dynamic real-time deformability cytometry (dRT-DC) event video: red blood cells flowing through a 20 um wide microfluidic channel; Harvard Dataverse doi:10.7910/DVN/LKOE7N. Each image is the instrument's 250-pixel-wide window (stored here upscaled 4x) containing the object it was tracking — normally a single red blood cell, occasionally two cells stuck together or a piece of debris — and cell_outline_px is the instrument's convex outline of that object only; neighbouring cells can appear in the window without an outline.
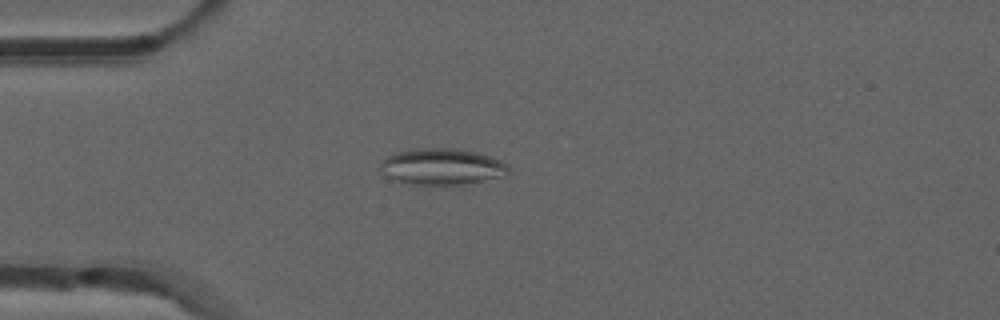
{"species": "common noctule bat (a hibernating species)", "species_latin": "Nyctalus noctula", "temperature_condition": "room temperature", "stored_images_in_passage": 42, "camera_frame_rate_fps": 3000, "um_per_image_px": 0.085, "animal": {"sex": "male", "forearm_length_mm": 52.5}, "frame": {"image": 1, "passage_image": 4, "time_ms": 1.0, "image_size_px": [1000, 320], "cell_outline_px": [[508, 176], [464, 184], [412, 184], [392, 180], [384, 176], [380, 168], [380, 164], [388, 156], [396, 152], [416, 148], [452, 148], [476, 152], [492, 156], [500, 160], [508, 168]], "centroid_in_image_um": [37.56, 14.16], "position_along_channel_um": 47.4, "area_um2": 27.17}}
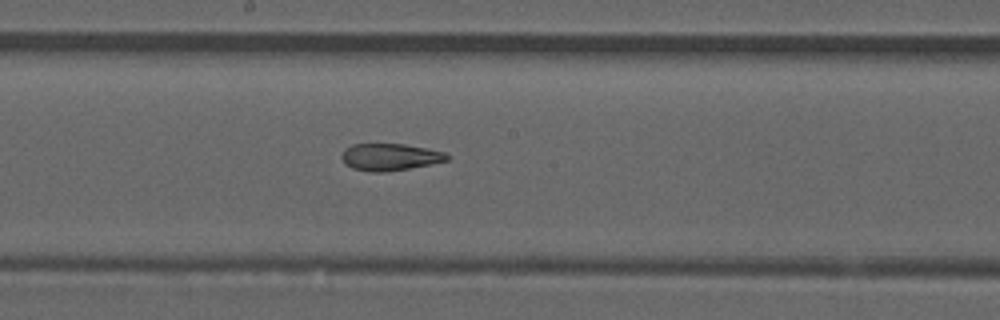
{"frame": {"image": 2, "passage_image": 18, "time_ms": 5.667, "image_size_px": [1000, 320], "cell_outline_px": [[452, 156], [448, 160], [408, 168], [384, 172], [368, 172], [352, 168], [344, 164], [340, 156], [344, 148], [352, 144], [404, 144], [428, 148], [444, 152]], "centroid_in_image_um": [33.11, 13.34], "position_along_channel_um": 215.1, "area_um2": 16.7}}
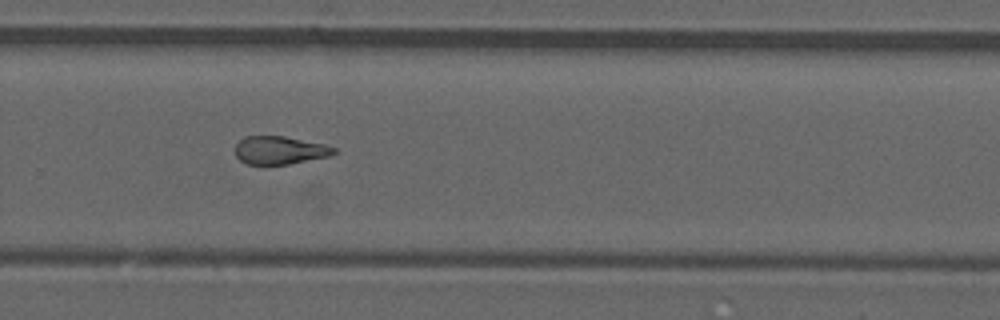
{"frame": {"image": 3, "passage_image": 25, "time_ms": 8.0, "image_size_px": [1000, 320], "cell_outline_px": [[336, 152], [328, 156], [288, 164], [248, 164], [240, 160], [236, 156], [236, 144], [244, 136], [284, 136], [324, 144], [336, 148]], "centroid_in_image_um": [23.76, 12.76], "position_along_channel_um": 306.0, "area_um2": 15.95}, "authors_computed_cell_mechanics": {"area_um2": 17.1666, "velocity_mm_per_s": 3.9286, "shape_relaxation_time_tau1_ms": null, "shape_relaxation_time_tau2_ms": 2.586, "deformation_change_tau1": null, "deformation_change_tau2": 0.1165}}